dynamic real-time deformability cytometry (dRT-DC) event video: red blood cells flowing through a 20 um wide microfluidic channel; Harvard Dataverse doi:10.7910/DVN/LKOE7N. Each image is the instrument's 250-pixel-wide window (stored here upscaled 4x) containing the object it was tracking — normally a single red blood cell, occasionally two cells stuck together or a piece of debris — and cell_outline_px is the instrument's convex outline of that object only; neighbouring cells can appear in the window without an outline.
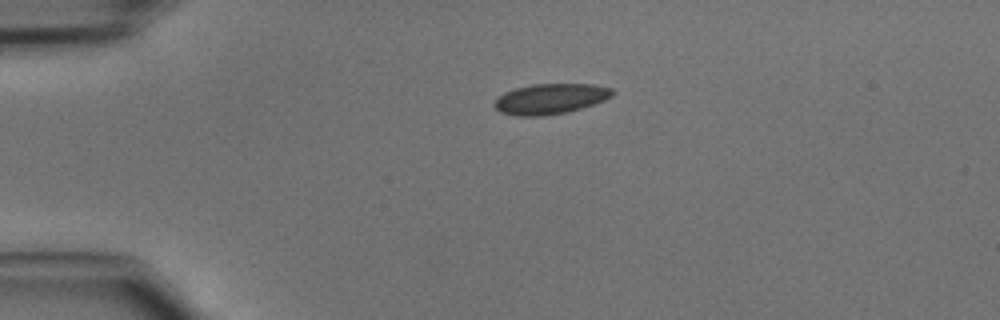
{"species": "common noctule bat (a hibernating species)", "species_latin": "Nyctalus noctula", "temperature_condition": "cold", "stored_images_in_passage": 37, "camera_frame_rate_fps": 3000, "um_per_image_px": 0.085, "animal": {"sex": "male", "body_mass_g": 15.6}, "frame": {"image": 1, "passage_image": 1, "time_ms": 0.0, "image_size_px": [1000, 320], "cell_outline_px": [[612, 96], [604, 100], [568, 112], [544, 116], [516, 116], [500, 112], [492, 104], [504, 92], [516, 88], [532, 84], [592, 84], [612, 88]], "centroid_in_image_um": [46.75, 8.4], "position_along_channel_um": 38.2, "area_um2": 20.81}}
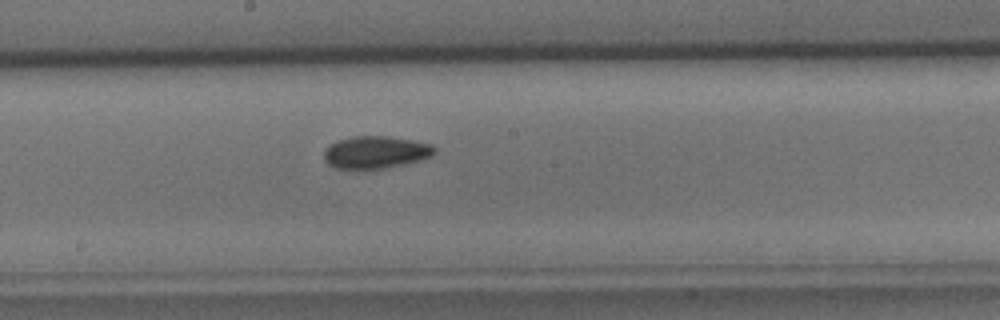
{"frame": {"image": 2, "passage_image": 16, "time_ms": 5.0, "image_size_px": [1000, 320], "cell_outline_px": [[436, 152], [432, 156], [420, 160], [404, 164], [384, 168], [336, 168], [328, 164], [324, 160], [324, 148], [336, 140], [352, 136], [388, 136], [412, 140], [432, 144], [436, 148]], "centroid_in_image_um": [31.93, 12.92], "position_along_channel_um": 216.3, "area_um2": 20.92}}
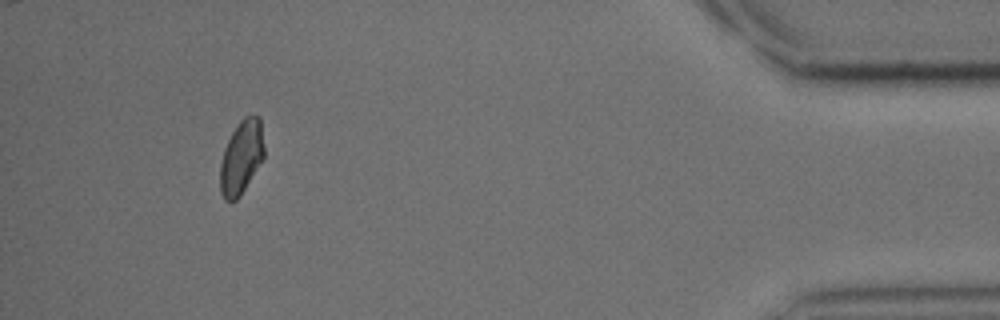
{"frame": {"image": 3, "passage_image": 34, "time_ms": 11.0, "image_size_px": [1000, 320], "cell_outline_px": [[264, 160], [240, 196], [236, 200], [224, 200], [220, 192], [220, 164], [224, 148], [236, 124], [244, 116], [260, 116], [264, 148]], "centroid_in_image_um": [20.52, 13.37], "position_along_channel_um": 414.7, "area_um2": 19.13}}